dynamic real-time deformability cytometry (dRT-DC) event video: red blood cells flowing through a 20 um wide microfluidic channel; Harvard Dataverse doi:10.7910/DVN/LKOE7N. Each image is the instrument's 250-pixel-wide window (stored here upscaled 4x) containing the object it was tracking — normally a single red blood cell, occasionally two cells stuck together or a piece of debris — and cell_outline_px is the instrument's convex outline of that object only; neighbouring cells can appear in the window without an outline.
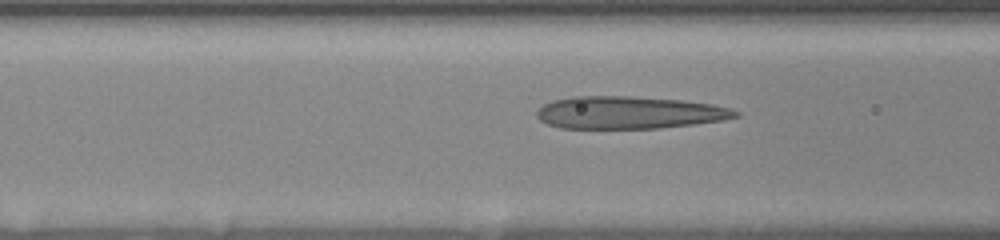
{"species": "human", "species_latin": "Homo sapiens", "temperature_condition": "room temperature", "stored_images_in_passage": 42, "camera_frame_rate_fps": 3000, "um_per_image_px": 0.085, "donor": {"sex": "female"}, "frame": {"image": 1, "passage_image": 18, "time_ms": 5.667, "image_size_px": [1000, 240], "cell_outline_px": [[740, 116], [724, 120], [660, 128], [560, 128], [548, 124], [540, 120], [536, 116], [536, 112], [544, 104], [552, 100], [572, 96], [632, 96], [680, 100], [712, 104], [728, 108], [740, 112]], "centroid_in_image_um": [53.45, 9.56], "position_along_channel_um": 113.1, "area_um2": 37.57}}
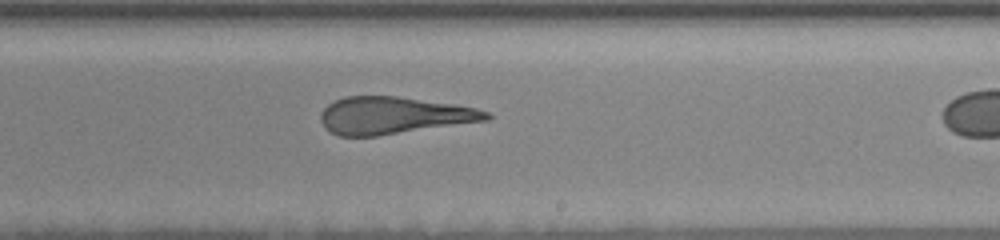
{"frame": {"image": 2, "passage_image": 30, "time_ms": 9.667, "image_size_px": [1000, 240], "cell_outline_px": [[492, 116], [488, 120], [376, 136], [340, 136], [324, 128], [320, 120], [320, 112], [328, 104], [344, 96], [396, 96], [452, 104], [476, 108], [488, 112]], "centroid_in_image_um": [33.41, 9.81], "position_along_channel_um": 255.6, "area_um2": 35.66}}
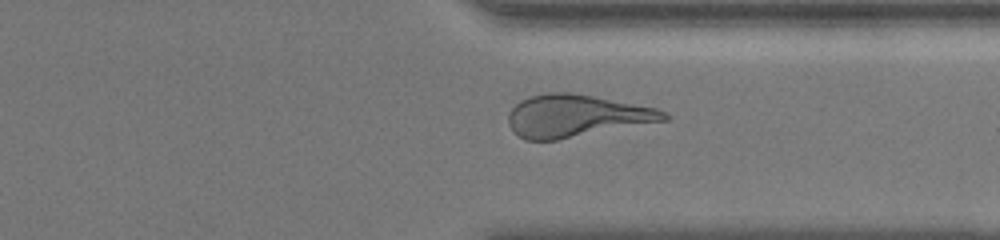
{"frame": {"image": 3, "passage_image": 39, "time_ms": 12.667, "image_size_px": [1000, 240], "cell_outline_px": [[672, 116], [668, 120], [556, 140], [524, 140], [508, 124], [508, 116], [512, 108], [520, 100], [532, 96], [548, 92], [568, 92], [592, 96], [656, 108], [668, 112]], "centroid_in_image_um": [49.0, 9.85], "position_along_channel_um": 362.4, "area_um2": 38.03}}